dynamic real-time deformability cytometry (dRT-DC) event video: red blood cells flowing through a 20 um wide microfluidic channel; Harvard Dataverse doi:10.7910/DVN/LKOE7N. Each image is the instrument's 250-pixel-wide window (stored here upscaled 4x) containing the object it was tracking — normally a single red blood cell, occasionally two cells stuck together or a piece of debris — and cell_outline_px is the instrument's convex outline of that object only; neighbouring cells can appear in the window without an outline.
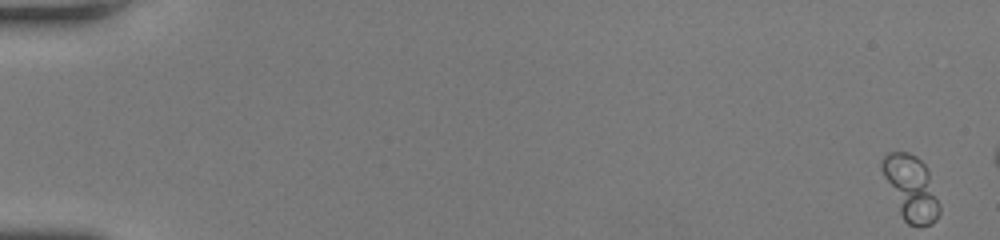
{"species": "human", "species_latin": "Homo sapiens", "temperature_condition": "room temperature", "stored_images_in_passage": 22, "camera_frame_rate_fps": 3000, "um_per_image_px": 0.085, "donor": {"sex": "female"}, "frame": {"image": 1, "passage_image": 1, "time_ms": 0.0, "image_size_px": [1000, 240], "cell_outline_px": [[940, 212], [936, 220], [932, 224], [908, 224], [904, 220], [900, 212], [880, 168], [880, 160], [888, 152], [908, 152], [916, 156], [924, 164], [928, 172], [940, 204]], "centroid_in_image_um": [77.43, 15.95], "position_along_channel_um": 7.6, "area_um2": 21.33}}